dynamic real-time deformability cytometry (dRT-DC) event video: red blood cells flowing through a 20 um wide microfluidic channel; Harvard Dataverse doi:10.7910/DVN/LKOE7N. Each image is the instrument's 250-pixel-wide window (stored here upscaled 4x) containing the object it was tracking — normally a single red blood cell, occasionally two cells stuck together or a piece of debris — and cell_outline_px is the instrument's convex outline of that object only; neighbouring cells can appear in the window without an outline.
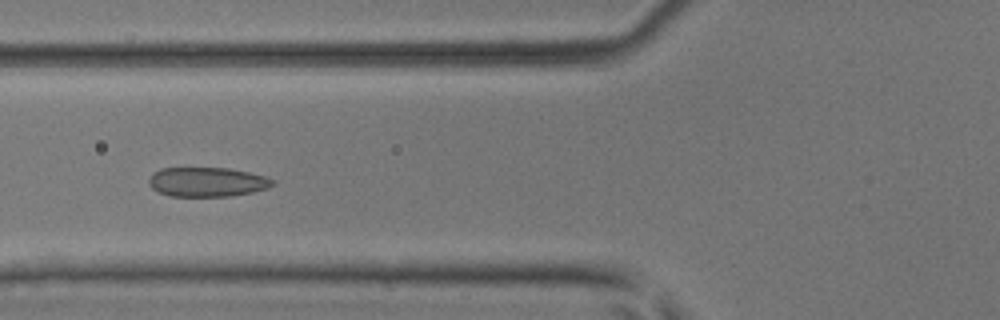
{"species": "common noctule bat (a hibernating species)", "species_latin": "Nyctalus noctula", "temperature_condition": "room temperature", "stored_images_in_passage": 50, "camera_frame_rate_fps": 3000, "um_per_image_px": 0.085, "animal": {"sex": "male", "body_mass_g": 17.9, "forearm_length_mm": 54.2}, "frame": {"image": 1, "passage_image": 20, "time_ms": 6.333, "image_size_px": [1000, 320], "cell_outline_px": [[276, 184], [268, 188], [252, 192], [228, 196], [168, 196], [152, 188], [148, 184], [148, 180], [160, 168], [228, 168], [248, 172], [264, 176], [276, 180]], "centroid_in_image_um": [17.64, 15.47], "position_along_channel_um": 108.2, "area_um2": 21.15}}
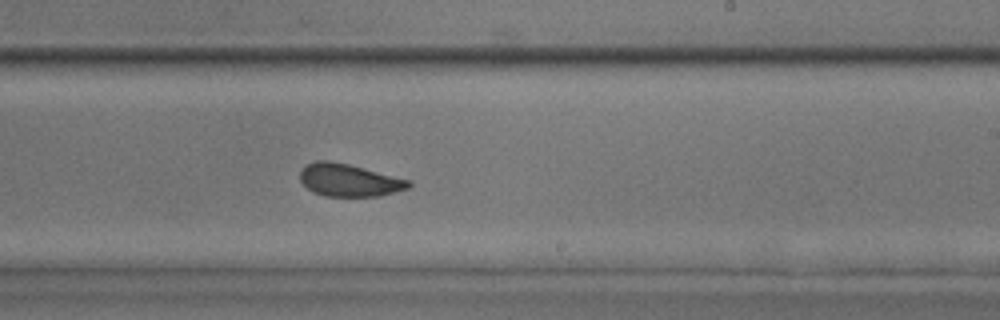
{"frame": {"image": 2, "passage_image": 31, "time_ms": 10.0, "image_size_px": [1000, 320], "cell_outline_px": [[412, 184], [408, 188], [380, 196], [324, 196], [312, 192], [300, 180], [300, 172], [304, 164], [316, 160], [328, 160], [348, 164], [412, 180]], "centroid_in_image_um": [29.66, 15.31], "position_along_channel_um": 259.3, "area_um2": 20.75}}
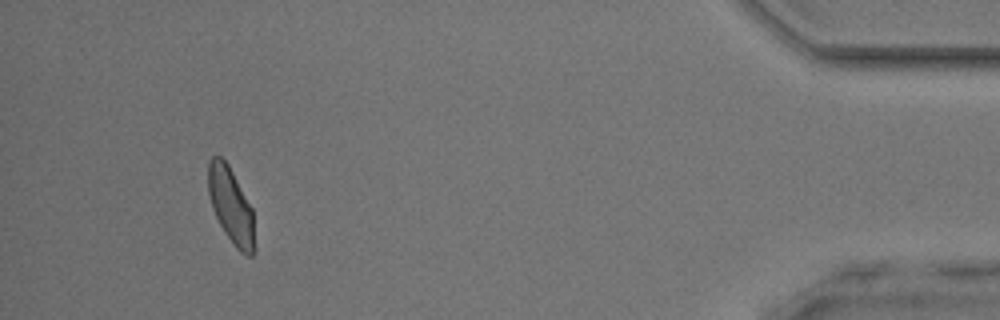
{"frame": {"image": 3, "passage_image": 47, "time_ms": 15.333, "image_size_px": [1000, 320], "cell_outline_px": [[252, 256], [248, 256], [240, 252], [232, 244], [224, 232], [212, 208], [208, 192], [208, 160], [212, 156], [220, 156], [228, 164], [252, 208]], "centroid_in_image_um": [19.57, 17.42], "position_along_channel_um": 415.6, "area_um2": 19.94}, "authors_computed_cell_mechanics": {"area_um2": 21.2126, "velocity_mm_per_s": 4.1421, "shape_relaxation_time_tau1_ms": 2.6062, "shape_relaxation_time_tau2_ms": 0.8607, "deformation_change_tau1": 0.086, "deformation_change_tau2": 0.0645}}